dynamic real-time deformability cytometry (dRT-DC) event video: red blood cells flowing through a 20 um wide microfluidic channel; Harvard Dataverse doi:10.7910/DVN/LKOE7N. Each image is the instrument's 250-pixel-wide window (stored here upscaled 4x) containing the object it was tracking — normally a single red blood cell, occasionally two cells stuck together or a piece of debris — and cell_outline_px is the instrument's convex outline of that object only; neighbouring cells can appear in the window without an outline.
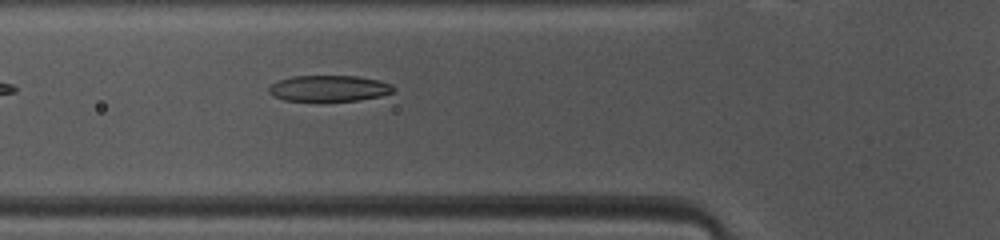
{"species": "common noctule bat (a hibernating species)", "species_latin": "Nyctalus noctula", "temperature_condition": "warm", "stored_images_in_passage": 33, "camera_frame_rate_fps": 3000, "um_per_image_px": 0.085, "animal": {"sex": "female", "body_mass_g": 10.0, "forearm_length_mm": 53.1}, "frame": {"image": 1, "passage_image": 6, "time_ms": 1.667, "image_size_px": [1000, 240], "cell_outline_px": [[396, 88], [392, 92], [380, 96], [356, 100], [284, 100], [272, 96], [268, 92], [268, 88], [272, 84], [280, 80], [292, 76], [356, 76], [376, 80], [392, 84]], "centroid_in_image_um": [27.95, 7.5], "position_along_channel_um": 97.9, "area_um2": 18.61}}
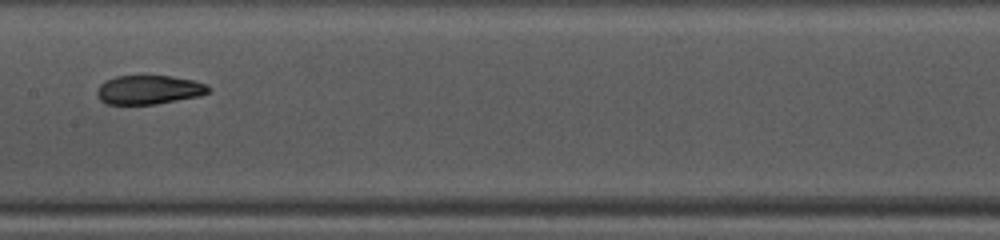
{"frame": {"image": 2, "passage_image": 13, "time_ms": 4.0, "image_size_px": [1000, 240], "cell_outline_px": [[212, 88], [208, 92], [200, 96], [156, 104], [104, 104], [100, 100], [96, 92], [100, 84], [104, 80], [116, 76], [172, 76], [196, 80], [208, 84]], "centroid_in_image_um": [12.68, 7.62], "position_along_channel_um": 194.7, "area_um2": 19.07}}
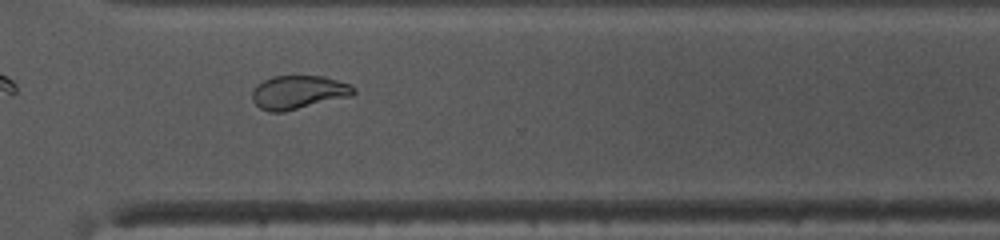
{"frame": {"image": 3, "passage_image": 24, "time_ms": 7.667, "image_size_px": [1000, 240], "cell_outline_px": [[356, 92], [352, 96], [284, 112], [268, 112], [260, 108], [252, 100], [252, 92], [264, 80], [272, 76], [324, 76], [352, 84], [356, 88]], "centroid_in_image_um": [25.42, 7.85], "position_along_channel_um": 345.2, "area_um2": 19.94}, "authors_computed_cell_mechanics": {"area_um2": 19.652, "velocity_mm_per_s": 4.1169, "shape_relaxation_time_tau1_ms": 7.1565, "shape_relaxation_time_tau2_ms": 2.1215, "deformation_change_tau1": 0.2105, "deformation_change_tau2": 0.0675}}